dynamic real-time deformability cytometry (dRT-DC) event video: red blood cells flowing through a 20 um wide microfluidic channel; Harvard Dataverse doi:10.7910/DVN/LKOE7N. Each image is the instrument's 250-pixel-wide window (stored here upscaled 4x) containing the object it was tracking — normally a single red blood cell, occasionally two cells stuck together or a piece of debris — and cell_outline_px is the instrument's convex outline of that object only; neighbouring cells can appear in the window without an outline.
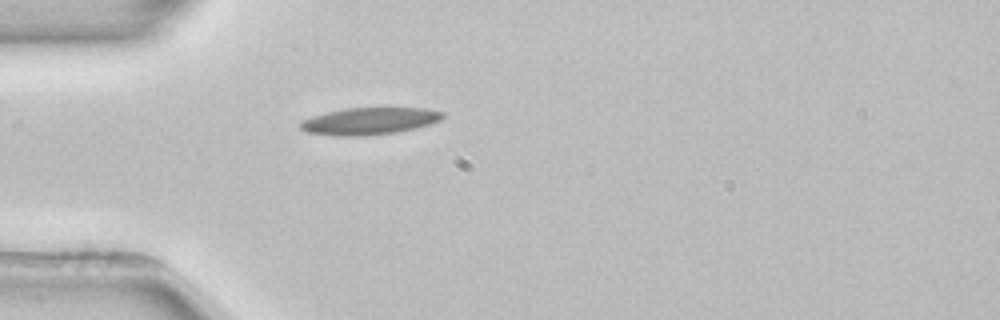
{"species": "common noctule bat (a hibernating species)", "species_latin": "Nyctalus noctula", "temperature_condition": "room temperature", "stored_images_in_passage": 1, "camera_frame_rate_fps": 3000, "um_per_image_px": 0.085, "animal": {"sex": "female", "body_mass_g": 22.7, "forearm_length_mm": 54.2}, "frame": {"image": 1, "passage_image": 1, "time_ms": 0.0, "image_size_px": [1000, 320], "cell_outline_px": [[444, 116], [440, 120], [416, 128], [396, 132], [364, 136], [336, 136], [308, 132], [300, 128], [296, 124], [312, 116], [324, 112], [344, 108], [428, 108], [444, 112]], "centroid_in_image_um": [31.38, 10.29], "position_along_channel_um": 53.6, "area_um2": 22.54}}